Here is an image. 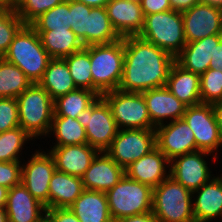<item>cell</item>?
<instances>
[{
  "label": "cell",
  "instance_id": "47",
  "mask_svg": "<svg viewBox=\"0 0 222 222\" xmlns=\"http://www.w3.org/2000/svg\"><path fill=\"white\" fill-rule=\"evenodd\" d=\"M214 114L216 117L217 127L219 129V134L222 143V101H218L212 104Z\"/></svg>",
  "mask_w": 222,
  "mask_h": 222
},
{
  "label": "cell",
  "instance_id": "10",
  "mask_svg": "<svg viewBox=\"0 0 222 222\" xmlns=\"http://www.w3.org/2000/svg\"><path fill=\"white\" fill-rule=\"evenodd\" d=\"M155 147V129H120L105 152L125 170Z\"/></svg>",
  "mask_w": 222,
  "mask_h": 222
},
{
  "label": "cell",
  "instance_id": "37",
  "mask_svg": "<svg viewBox=\"0 0 222 222\" xmlns=\"http://www.w3.org/2000/svg\"><path fill=\"white\" fill-rule=\"evenodd\" d=\"M24 25L14 10L5 9L0 14V58L7 53L14 36Z\"/></svg>",
  "mask_w": 222,
  "mask_h": 222
},
{
  "label": "cell",
  "instance_id": "11",
  "mask_svg": "<svg viewBox=\"0 0 222 222\" xmlns=\"http://www.w3.org/2000/svg\"><path fill=\"white\" fill-rule=\"evenodd\" d=\"M183 119L194 133L198 150L211 154L218 147H222L212 104L200 103L194 106H187Z\"/></svg>",
  "mask_w": 222,
  "mask_h": 222
},
{
  "label": "cell",
  "instance_id": "18",
  "mask_svg": "<svg viewBox=\"0 0 222 222\" xmlns=\"http://www.w3.org/2000/svg\"><path fill=\"white\" fill-rule=\"evenodd\" d=\"M146 102L148 114L156 128L164 124V119H182L186 105L179 101L166 86L141 92Z\"/></svg>",
  "mask_w": 222,
  "mask_h": 222
},
{
  "label": "cell",
  "instance_id": "12",
  "mask_svg": "<svg viewBox=\"0 0 222 222\" xmlns=\"http://www.w3.org/2000/svg\"><path fill=\"white\" fill-rule=\"evenodd\" d=\"M55 170L53 156L44 151H35L28 163L21 167V183L46 209H49V185Z\"/></svg>",
  "mask_w": 222,
  "mask_h": 222
},
{
  "label": "cell",
  "instance_id": "21",
  "mask_svg": "<svg viewBox=\"0 0 222 222\" xmlns=\"http://www.w3.org/2000/svg\"><path fill=\"white\" fill-rule=\"evenodd\" d=\"M170 166L167 157L155 147L148 154L134 161L125 169V174L140 183L150 186L152 189L157 187L168 176L166 167Z\"/></svg>",
  "mask_w": 222,
  "mask_h": 222
},
{
  "label": "cell",
  "instance_id": "15",
  "mask_svg": "<svg viewBox=\"0 0 222 222\" xmlns=\"http://www.w3.org/2000/svg\"><path fill=\"white\" fill-rule=\"evenodd\" d=\"M210 155L205 151H195L183 154L170 161L169 176L194 192L208 182L212 177L204 156Z\"/></svg>",
  "mask_w": 222,
  "mask_h": 222
},
{
  "label": "cell",
  "instance_id": "3",
  "mask_svg": "<svg viewBox=\"0 0 222 222\" xmlns=\"http://www.w3.org/2000/svg\"><path fill=\"white\" fill-rule=\"evenodd\" d=\"M93 92L98 96L116 90L123 76L124 38L108 44L90 45Z\"/></svg>",
  "mask_w": 222,
  "mask_h": 222
},
{
  "label": "cell",
  "instance_id": "4",
  "mask_svg": "<svg viewBox=\"0 0 222 222\" xmlns=\"http://www.w3.org/2000/svg\"><path fill=\"white\" fill-rule=\"evenodd\" d=\"M19 125L32 138L46 136L51 129L54 100L38 83H32L17 98Z\"/></svg>",
  "mask_w": 222,
  "mask_h": 222
},
{
  "label": "cell",
  "instance_id": "29",
  "mask_svg": "<svg viewBox=\"0 0 222 222\" xmlns=\"http://www.w3.org/2000/svg\"><path fill=\"white\" fill-rule=\"evenodd\" d=\"M121 39L113 28L106 7L91 8L87 23V46L108 44Z\"/></svg>",
  "mask_w": 222,
  "mask_h": 222
},
{
  "label": "cell",
  "instance_id": "19",
  "mask_svg": "<svg viewBox=\"0 0 222 222\" xmlns=\"http://www.w3.org/2000/svg\"><path fill=\"white\" fill-rule=\"evenodd\" d=\"M52 149V150H51ZM48 151L54 158L56 170L82 177L99 151L88 143L82 145L54 146Z\"/></svg>",
  "mask_w": 222,
  "mask_h": 222
},
{
  "label": "cell",
  "instance_id": "26",
  "mask_svg": "<svg viewBox=\"0 0 222 222\" xmlns=\"http://www.w3.org/2000/svg\"><path fill=\"white\" fill-rule=\"evenodd\" d=\"M84 190L81 177L55 170L49 185V209L69 208Z\"/></svg>",
  "mask_w": 222,
  "mask_h": 222
},
{
  "label": "cell",
  "instance_id": "33",
  "mask_svg": "<svg viewBox=\"0 0 222 222\" xmlns=\"http://www.w3.org/2000/svg\"><path fill=\"white\" fill-rule=\"evenodd\" d=\"M63 59L69 67L70 75L72 76L76 87L93 91L90 45Z\"/></svg>",
  "mask_w": 222,
  "mask_h": 222
},
{
  "label": "cell",
  "instance_id": "34",
  "mask_svg": "<svg viewBox=\"0 0 222 222\" xmlns=\"http://www.w3.org/2000/svg\"><path fill=\"white\" fill-rule=\"evenodd\" d=\"M29 139L33 138L20 126L0 133V161H19L18 154Z\"/></svg>",
  "mask_w": 222,
  "mask_h": 222
},
{
  "label": "cell",
  "instance_id": "42",
  "mask_svg": "<svg viewBox=\"0 0 222 222\" xmlns=\"http://www.w3.org/2000/svg\"><path fill=\"white\" fill-rule=\"evenodd\" d=\"M140 4L144 15L172 10L170 0H141Z\"/></svg>",
  "mask_w": 222,
  "mask_h": 222
},
{
  "label": "cell",
  "instance_id": "31",
  "mask_svg": "<svg viewBox=\"0 0 222 222\" xmlns=\"http://www.w3.org/2000/svg\"><path fill=\"white\" fill-rule=\"evenodd\" d=\"M57 139L54 146L87 144L86 130L77 119L53 116L50 133Z\"/></svg>",
  "mask_w": 222,
  "mask_h": 222
},
{
  "label": "cell",
  "instance_id": "17",
  "mask_svg": "<svg viewBox=\"0 0 222 222\" xmlns=\"http://www.w3.org/2000/svg\"><path fill=\"white\" fill-rule=\"evenodd\" d=\"M124 175L125 170L106 152H99L81 179L84 189L107 192Z\"/></svg>",
  "mask_w": 222,
  "mask_h": 222
},
{
  "label": "cell",
  "instance_id": "41",
  "mask_svg": "<svg viewBox=\"0 0 222 222\" xmlns=\"http://www.w3.org/2000/svg\"><path fill=\"white\" fill-rule=\"evenodd\" d=\"M21 161H0V185L8 189L21 183Z\"/></svg>",
  "mask_w": 222,
  "mask_h": 222
},
{
  "label": "cell",
  "instance_id": "45",
  "mask_svg": "<svg viewBox=\"0 0 222 222\" xmlns=\"http://www.w3.org/2000/svg\"><path fill=\"white\" fill-rule=\"evenodd\" d=\"M199 2L200 0H170V5L172 10L184 12Z\"/></svg>",
  "mask_w": 222,
  "mask_h": 222
},
{
  "label": "cell",
  "instance_id": "20",
  "mask_svg": "<svg viewBox=\"0 0 222 222\" xmlns=\"http://www.w3.org/2000/svg\"><path fill=\"white\" fill-rule=\"evenodd\" d=\"M5 209L8 222H38L46 212L22 183L9 189Z\"/></svg>",
  "mask_w": 222,
  "mask_h": 222
},
{
  "label": "cell",
  "instance_id": "35",
  "mask_svg": "<svg viewBox=\"0 0 222 222\" xmlns=\"http://www.w3.org/2000/svg\"><path fill=\"white\" fill-rule=\"evenodd\" d=\"M30 26L35 31H49L59 28L70 27V0L62 3L41 14Z\"/></svg>",
  "mask_w": 222,
  "mask_h": 222
},
{
  "label": "cell",
  "instance_id": "38",
  "mask_svg": "<svg viewBox=\"0 0 222 222\" xmlns=\"http://www.w3.org/2000/svg\"><path fill=\"white\" fill-rule=\"evenodd\" d=\"M92 7L76 0H70V27L83 45L87 46L88 15Z\"/></svg>",
  "mask_w": 222,
  "mask_h": 222
},
{
  "label": "cell",
  "instance_id": "2",
  "mask_svg": "<svg viewBox=\"0 0 222 222\" xmlns=\"http://www.w3.org/2000/svg\"><path fill=\"white\" fill-rule=\"evenodd\" d=\"M3 58L18 66L32 83H38L42 79L52 59L30 25H24L18 31Z\"/></svg>",
  "mask_w": 222,
  "mask_h": 222
},
{
  "label": "cell",
  "instance_id": "48",
  "mask_svg": "<svg viewBox=\"0 0 222 222\" xmlns=\"http://www.w3.org/2000/svg\"><path fill=\"white\" fill-rule=\"evenodd\" d=\"M76 1L84 3L85 5L94 8V7H106V4L110 0H76Z\"/></svg>",
  "mask_w": 222,
  "mask_h": 222
},
{
  "label": "cell",
  "instance_id": "27",
  "mask_svg": "<svg viewBox=\"0 0 222 222\" xmlns=\"http://www.w3.org/2000/svg\"><path fill=\"white\" fill-rule=\"evenodd\" d=\"M36 33L51 58L63 59L85 47L69 26L49 31H36Z\"/></svg>",
  "mask_w": 222,
  "mask_h": 222
},
{
  "label": "cell",
  "instance_id": "52",
  "mask_svg": "<svg viewBox=\"0 0 222 222\" xmlns=\"http://www.w3.org/2000/svg\"><path fill=\"white\" fill-rule=\"evenodd\" d=\"M0 222H8V216L5 207H0Z\"/></svg>",
  "mask_w": 222,
  "mask_h": 222
},
{
  "label": "cell",
  "instance_id": "54",
  "mask_svg": "<svg viewBox=\"0 0 222 222\" xmlns=\"http://www.w3.org/2000/svg\"><path fill=\"white\" fill-rule=\"evenodd\" d=\"M5 6L0 2V14L5 10Z\"/></svg>",
  "mask_w": 222,
  "mask_h": 222
},
{
  "label": "cell",
  "instance_id": "51",
  "mask_svg": "<svg viewBox=\"0 0 222 222\" xmlns=\"http://www.w3.org/2000/svg\"><path fill=\"white\" fill-rule=\"evenodd\" d=\"M200 2L222 9V0H200Z\"/></svg>",
  "mask_w": 222,
  "mask_h": 222
},
{
  "label": "cell",
  "instance_id": "44",
  "mask_svg": "<svg viewBox=\"0 0 222 222\" xmlns=\"http://www.w3.org/2000/svg\"><path fill=\"white\" fill-rule=\"evenodd\" d=\"M113 222H159L157 218L153 215V212H147L139 215H132L129 217H123L116 219Z\"/></svg>",
  "mask_w": 222,
  "mask_h": 222
},
{
  "label": "cell",
  "instance_id": "13",
  "mask_svg": "<svg viewBox=\"0 0 222 222\" xmlns=\"http://www.w3.org/2000/svg\"><path fill=\"white\" fill-rule=\"evenodd\" d=\"M156 147L169 161L183 154L198 151L195 137L188 123L182 118L155 128Z\"/></svg>",
  "mask_w": 222,
  "mask_h": 222
},
{
  "label": "cell",
  "instance_id": "39",
  "mask_svg": "<svg viewBox=\"0 0 222 222\" xmlns=\"http://www.w3.org/2000/svg\"><path fill=\"white\" fill-rule=\"evenodd\" d=\"M63 1L64 0H26L16 12L25 25H30L41 14Z\"/></svg>",
  "mask_w": 222,
  "mask_h": 222
},
{
  "label": "cell",
  "instance_id": "40",
  "mask_svg": "<svg viewBox=\"0 0 222 222\" xmlns=\"http://www.w3.org/2000/svg\"><path fill=\"white\" fill-rule=\"evenodd\" d=\"M19 125L18 103L16 98H0V133Z\"/></svg>",
  "mask_w": 222,
  "mask_h": 222
},
{
  "label": "cell",
  "instance_id": "43",
  "mask_svg": "<svg viewBox=\"0 0 222 222\" xmlns=\"http://www.w3.org/2000/svg\"><path fill=\"white\" fill-rule=\"evenodd\" d=\"M53 222H80L69 208L46 209L45 212Z\"/></svg>",
  "mask_w": 222,
  "mask_h": 222
},
{
  "label": "cell",
  "instance_id": "36",
  "mask_svg": "<svg viewBox=\"0 0 222 222\" xmlns=\"http://www.w3.org/2000/svg\"><path fill=\"white\" fill-rule=\"evenodd\" d=\"M201 103L222 101V70L208 68L200 76Z\"/></svg>",
  "mask_w": 222,
  "mask_h": 222
},
{
  "label": "cell",
  "instance_id": "6",
  "mask_svg": "<svg viewBox=\"0 0 222 222\" xmlns=\"http://www.w3.org/2000/svg\"><path fill=\"white\" fill-rule=\"evenodd\" d=\"M139 37L176 58L186 45L182 12L167 10L145 15Z\"/></svg>",
  "mask_w": 222,
  "mask_h": 222
},
{
  "label": "cell",
  "instance_id": "49",
  "mask_svg": "<svg viewBox=\"0 0 222 222\" xmlns=\"http://www.w3.org/2000/svg\"><path fill=\"white\" fill-rule=\"evenodd\" d=\"M26 0H5V8L17 11Z\"/></svg>",
  "mask_w": 222,
  "mask_h": 222
},
{
  "label": "cell",
  "instance_id": "46",
  "mask_svg": "<svg viewBox=\"0 0 222 222\" xmlns=\"http://www.w3.org/2000/svg\"><path fill=\"white\" fill-rule=\"evenodd\" d=\"M210 68L222 70V41L215 44L214 58L209 63Z\"/></svg>",
  "mask_w": 222,
  "mask_h": 222
},
{
  "label": "cell",
  "instance_id": "24",
  "mask_svg": "<svg viewBox=\"0 0 222 222\" xmlns=\"http://www.w3.org/2000/svg\"><path fill=\"white\" fill-rule=\"evenodd\" d=\"M166 87L186 106L201 103L200 75L184 69L176 61L170 68Z\"/></svg>",
  "mask_w": 222,
  "mask_h": 222
},
{
  "label": "cell",
  "instance_id": "5",
  "mask_svg": "<svg viewBox=\"0 0 222 222\" xmlns=\"http://www.w3.org/2000/svg\"><path fill=\"white\" fill-rule=\"evenodd\" d=\"M193 194L168 176L153 188L152 212L159 222H195Z\"/></svg>",
  "mask_w": 222,
  "mask_h": 222
},
{
  "label": "cell",
  "instance_id": "28",
  "mask_svg": "<svg viewBox=\"0 0 222 222\" xmlns=\"http://www.w3.org/2000/svg\"><path fill=\"white\" fill-rule=\"evenodd\" d=\"M38 84L48 92L53 100L77 88L70 75L69 67L62 58H52L49 61Z\"/></svg>",
  "mask_w": 222,
  "mask_h": 222
},
{
  "label": "cell",
  "instance_id": "22",
  "mask_svg": "<svg viewBox=\"0 0 222 222\" xmlns=\"http://www.w3.org/2000/svg\"><path fill=\"white\" fill-rule=\"evenodd\" d=\"M222 41V34H215L201 40L186 43L175 61L184 69L194 74L202 75L210 68L211 58H214L215 44Z\"/></svg>",
  "mask_w": 222,
  "mask_h": 222
},
{
  "label": "cell",
  "instance_id": "25",
  "mask_svg": "<svg viewBox=\"0 0 222 222\" xmlns=\"http://www.w3.org/2000/svg\"><path fill=\"white\" fill-rule=\"evenodd\" d=\"M69 209L80 222H113L106 192L85 189Z\"/></svg>",
  "mask_w": 222,
  "mask_h": 222
},
{
  "label": "cell",
  "instance_id": "30",
  "mask_svg": "<svg viewBox=\"0 0 222 222\" xmlns=\"http://www.w3.org/2000/svg\"><path fill=\"white\" fill-rule=\"evenodd\" d=\"M98 97L99 96L91 90L76 88L54 100L53 116H70L76 119L78 115L89 107Z\"/></svg>",
  "mask_w": 222,
  "mask_h": 222
},
{
  "label": "cell",
  "instance_id": "23",
  "mask_svg": "<svg viewBox=\"0 0 222 222\" xmlns=\"http://www.w3.org/2000/svg\"><path fill=\"white\" fill-rule=\"evenodd\" d=\"M195 193H198L192 203L195 222H210L215 217H222V176L212 177L192 192Z\"/></svg>",
  "mask_w": 222,
  "mask_h": 222
},
{
  "label": "cell",
  "instance_id": "7",
  "mask_svg": "<svg viewBox=\"0 0 222 222\" xmlns=\"http://www.w3.org/2000/svg\"><path fill=\"white\" fill-rule=\"evenodd\" d=\"M112 220L152 211L153 189L126 174L106 192Z\"/></svg>",
  "mask_w": 222,
  "mask_h": 222
},
{
  "label": "cell",
  "instance_id": "55",
  "mask_svg": "<svg viewBox=\"0 0 222 222\" xmlns=\"http://www.w3.org/2000/svg\"><path fill=\"white\" fill-rule=\"evenodd\" d=\"M0 2L5 6V0H0Z\"/></svg>",
  "mask_w": 222,
  "mask_h": 222
},
{
  "label": "cell",
  "instance_id": "16",
  "mask_svg": "<svg viewBox=\"0 0 222 222\" xmlns=\"http://www.w3.org/2000/svg\"><path fill=\"white\" fill-rule=\"evenodd\" d=\"M106 10L113 28L121 38L139 35L145 18L140 2L110 0Z\"/></svg>",
  "mask_w": 222,
  "mask_h": 222
},
{
  "label": "cell",
  "instance_id": "32",
  "mask_svg": "<svg viewBox=\"0 0 222 222\" xmlns=\"http://www.w3.org/2000/svg\"><path fill=\"white\" fill-rule=\"evenodd\" d=\"M31 84L18 66L0 58V98H17Z\"/></svg>",
  "mask_w": 222,
  "mask_h": 222
},
{
  "label": "cell",
  "instance_id": "1",
  "mask_svg": "<svg viewBox=\"0 0 222 222\" xmlns=\"http://www.w3.org/2000/svg\"><path fill=\"white\" fill-rule=\"evenodd\" d=\"M175 58L137 36L124 37V67L119 90L143 92L166 86Z\"/></svg>",
  "mask_w": 222,
  "mask_h": 222
},
{
  "label": "cell",
  "instance_id": "50",
  "mask_svg": "<svg viewBox=\"0 0 222 222\" xmlns=\"http://www.w3.org/2000/svg\"><path fill=\"white\" fill-rule=\"evenodd\" d=\"M9 189L0 185V207H5L7 203Z\"/></svg>",
  "mask_w": 222,
  "mask_h": 222
},
{
  "label": "cell",
  "instance_id": "8",
  "mask_svg": "<svg viewBox=\"0 0 222 222\" xmlns=\"http://www.w3.org/2000/svg\"><path fill=\"white\" fill-rule=\"evenodd\" d=\"M102 97L109 104L119 130L155 129L142 93L116 89L103 93Z\"/></svg>",
  "mask_w": 222,
  "mask_h": 222
},
{
  "label": "cell",
  "instance_id": "53",
  "mask_svg": "<svg viewBox=\"0 0 222 222\" xmlns=\"http://www.w3.org/2000/svg\"><path fill=\"white\" fill-rule=\"evenodd\" d=\"M38 222H53V220L45 213Z\"/></svg>",
  "mask_w": 222,
  "mask_h": 222
},
{
  "label": "cell",
  "instance_id": "14",
  "mask_svg": "<svg viewBox=\"0 0 222 222\" xmlns=\"http://www.w3.org/2000/svg\"><path fill=\"white\" fill-rule=\"evenodd\" d=\"M184 34L187 43L215 34H222V9L197 3L182 12Z\"/></svg>",
  "mask_w": 222,
  "mask_h": 222
},
{
  "label": "cell",
  "instance_id": "9",
  "mask_svg": "<svg viewBox=\"0 0 222 222\" xmlns=\"http://www.w3.org/2000/svg\"><path fill=\"white\" fill-rule=\"evenodd\" d=\"M86 130L88 144L105 152L116 137L118 127L107 101L99 96L76 118Z\"/></svg>",
  "mask_w": 222,
  "mask_h": 222
}]
</instances>
